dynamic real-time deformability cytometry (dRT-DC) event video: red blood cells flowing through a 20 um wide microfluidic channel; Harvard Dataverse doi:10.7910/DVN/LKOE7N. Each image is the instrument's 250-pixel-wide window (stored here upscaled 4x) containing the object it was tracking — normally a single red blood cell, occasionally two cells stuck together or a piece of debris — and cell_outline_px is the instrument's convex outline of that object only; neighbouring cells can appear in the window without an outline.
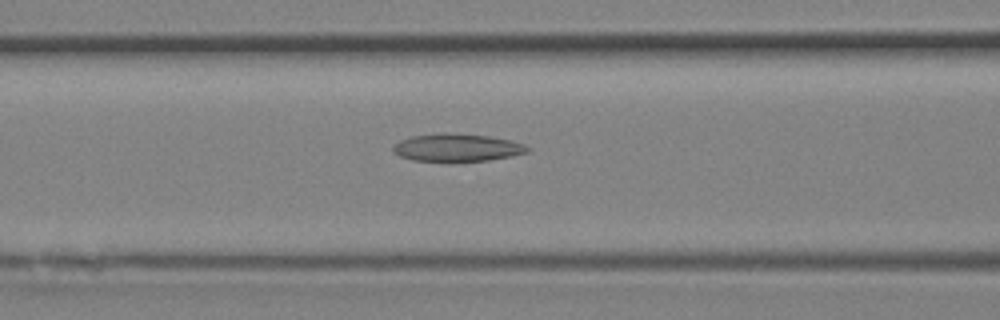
{"species": "Egyptian fruit bat (a non-hibernating species)", "species_latin": "Rousettus aegyptiacus", "temperature_condition": "room temperature", "stored_images_in_passage": 11, "camera_frame_rate_fps": 3000, "um_per_image_px": 0.085, "animal": {"sex": "female"}, "frame": {"image": 1, "passage_image": 7, "time_ms": 2.0, "image_size_px": [1000, 320], "cell_outline_px": [[532, 148], [528, 152], [512, 156], [488, 160], [412, 160], [400, 156], [392, 152], [392, 144], [400, 140], [412, 136], [440, 132], [448, 132], [488, 136], [512, 140], [524, 144]], "centroid_in_image_um": [38.84, 12.52], "position_along_channel_um": 127.8, "area_um2": 21.68}}
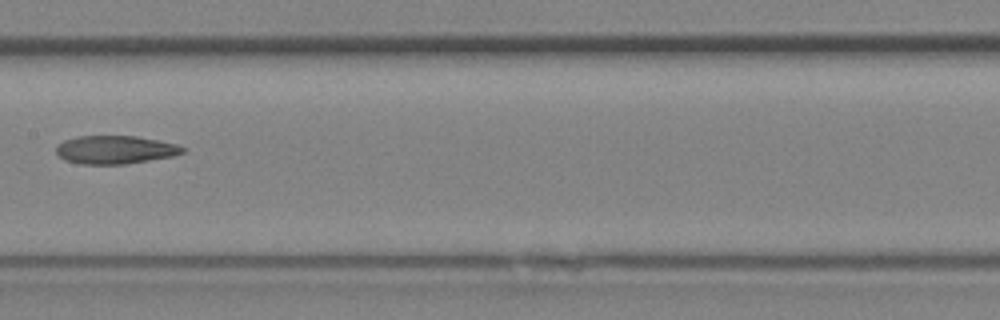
{"frame": {"image": 2, "passage_image": 10, "time_ms": 3.0, "image_size_px": [1000, 320], "cell_outline_px": [[188, 148], [184, 152], [172, 156], [124, 164], [80, 164], [64, 160], [56, 152], [56, 144], [64, 140], [80, 136], [136, 136], [176, 144]], "centroid_in_image_um": [9.77, 12.72], "position_along_channel_um": 197.6, "area_um2": 20.75}}